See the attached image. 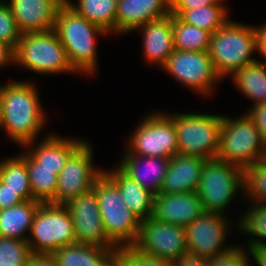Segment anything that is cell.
Masks as SVG:
<instances>
[{"label": "cell", "mask_w": 266, "mask_h": 266, "mask_svg": "<svg viewBox=\"0 0 266 266\" xmlns=\"http://www.w3.org/2000/svg\"><path fill=\"white\" fill-rule=\"evenodd\" d=\"M177 133L178 154L215 159L219 151L222 116L178 114L169 116Z\"/></svg>", "instance_id": "cell-7"}, {"label": "cell", "mask_w": 266, "mask_h": 266, "mask_svg": "<svg viewBox=\"0 0 266 266\" xmlns=\"http://www.w3.org/2000/svg\"><path fill=\"white\" fill-rule=\"evenodd\" d=\"M244 190L251 200L266 204V158L244 169Z\"/></svg>", "instance_id": "cell-32"}, {"label": "cell", "mask_w": 266, "mask_h": 266, "mask_svg": "<svg viewBox=\"0 0 266 266\" xmlns=\"http://www.w3.org/2000/svg\"><path fill=\"white\" fill-rule=\"evenodd\" d=\"M117 266H173V262L142 254L132 246L119 249Z\"/></svg>", "instance_id": "cell-35"}, {"label": "cell", "mask_w": 266, "mask_h": 266, "mask_svg": "<svg viewBox=\"0 0 266 266\" xmlns=\"http://www.w3.org/2000/svg\"><path fill=\"white\" fill-rule=\"evenodd\" d=\"M27 266H58L56 260L49 254H32Z\"/></svg>", "instance_id": "cell-43"}, {"label": "cell", "mask_w": 266, "mask_h": 266, "mask_svg": "<svg viewBox=\"0 0 266 266\" xmlns=\"http://www.w3.org/2000/svg\"><path fill=\"white\" fill-rule=\"evenodd\" d=\"M1 92H2V86H0V108H1Z\"/></svg>", "instance_id": "cell-47"}, {"label": "cell", "mask_w": 266, "mask_h": 266, "mask_svg": "<svg viewBox=\"0 0 266 266\" xmlns=\"http://www.w3.org/2000/svg\"><path fill=\"white\" fill-rule=\"evenodd\" d=\"M31 255L27 241L0 237V266H27Z\"/></svg>", "instance_id": "cell-33"}, {"label": "cell", "mask_w": 266, "mask_h": 266, "mask_svg": "<svg viewBox=\"0 0 266 266\" xmlns=\"http://www.w3.org/2000/svg\"><path fill=\"white\" fill-rule=\"evenodd\" d=\"M141 158H146L145 170H142L141 166L143 165H141V163H143V161L141 162ZM169 161L170 159L161 157H142L126 153L119 168L140 186L157 195L160 193L161 186L163 185Z\"/></svg>", "instance_id": "cell-22"}, {"label": "cell", "mask_w": 266, "mask_h": 266, "mask_svg": "<svg viewBox=\"0 0 266 266\" xmlns=\"http://www.w3.org/2000/svg\"><path fill=\"white\" fill-rule=\"evenodd\" d=\"M205 161L199 156L174 155L169 161L160 193L196 192Z\"/></svg>", "instance_id": "cell-19"}, {"label": "cell", "mask_w": 266, "mask_h": 266, "mask_svg": "<svg viewBox=\"0 0 266 266\" xmlns=\"http://www.w3.org/2000/svg\"><path fill=\"white\" fill-rule=\"evenodd\" d=\"M21 34L54 29L59 0H10L8 4Z\"/></svg>", "instance_id": "cell-17"}, {"label": "cell", "mask_w": 266, "mask_h": 266, "mask_svg": "<svg viewBox=\"0 0 266 266\" xmlns=\"http://www.w3.org/2000/svg\"><path fill=\"white\" fill-rule=\"evenodd\" d=\"M24 200L16 191L7 187V184L0 179V210L22 203Z\"/></svg>", "instance_id": "cell-39"}, {"label": "cell", "mask_w": 266, "mask_h": 266, "mask_svg": "<svg viewBox=\"0 0 266 266\" xmlns=\"http://www.w3.org/2000/svg\"><path fill=\"white\" fill-rule=\"evenodd\" d=\"M216 158L242 169L266 158V145L249 115L235 120L222 116Z\"/></svg>", "instance_id": "cell-5"}, {"label": "cell", "mask_w": 266, "mask_h": 266, "mask_svg": "<svg viewBox=\"0 0 266 266\" xmlns=\"http://www.w3.org/2000/svg\"><path fill=\"white\" fill-rule=\"evenodd\" d=\"M249 253L254 257L258 266H266V243L259 238L249 243Z\"/></svg>", "instance_id": "cell-41"}, {"label": "cell", "mask_w": 266, "mask_h": 266, "mask_svg": "<svg viewBox=\"0 0 266 266\" xmlns=\"http://www.w3.org/2000/svg\"><path fill=\"white\" fill-rule=\"evenodd\" d=\"M133 247L142 254L171 262L178 261L188 253L185 228L149 217L141 221L138 238Z\"/></svg>", "instance_id": "cell-11"}, {"label": "cell", "mask_w": 266, "mask_h": 266, "mask_svg": "<svg viewBox=\"0 0 266 266\" xmlns=\"http://www.w3.org/2000/svg\"><path fill=\"white\" fill-rule=\"evenodd\" d=\"M254 50H257L254 27L228 21L212 34L208 54L222 78L257 62L250 57Z\"/></svg>", "instance_id": "cell-4"}, {"label": "cell", "mask_w": 266, "mask_h": 266, "mask_svg": "<svg viewBox=\"0 0 266 266\" xmlns=\"http://www.w3.org/2000/svg\"><path fill=\"white\" fill-rule=\"evenodd\" d=\"M36 88L32 83L12 82L2 86L0 126L9 137L23 146H31L44 125Z\"/></svg>", "instance_id": "cell-1"}, {"label": "cell", "mask_w": 266, "mask_h": 266, "mask_svg": "<svg viewBox=\"0 0 266 266\" xmlns=\"http://www.w3.org/2000/svg\"><path fill=\"white\" fill-rule=\"evenodd\" d=\"M143 28L145 56L152 63L164 66L174 51L172 15L150 21Z\"/></svg>", "instance_id": "cell-21"}, {"label": "cell", "mask_w": 266, "mask_h": 266, "mask_svg": "<svg viewBox=\"0 0 266 266\" xmlns=\"http://www.w3.org/2000/svg\"><path fill=\"white\" fill-rule=\"evenodd\" d=\"M27 165L29 184L35 201L41 204H54V197L57 189L58 175L52 170L40 168L28 153L19 156Z\"/></svg>", "instance_id": "cell-26"}, {"label": "cell", "mask_w": 266, "mask_h": 266, "mask_svg": "<svg viewBox=\"0 0 266 266\" xmlns=\"http://www.w3.org/2000/svg\"><path fill=\"white\" fill-rule=\"evenodd\" d=\"M20 37L21 33L17 28L9 5L0 2V40L15 49Z\"/></svg>", "instance_id": "cell-36"}, {"label": "cell", "mask_w": 266, "mask_h": 266, "mask_svg": "<svg viewBox=\"0 0 266 266\" xmlns=\"http://www.w3.org/2000/svg\"><path fill=\"white\" fill-rule=\"evenodd\" d=\"M53 30L64 46L73 69L76 72H93L97 59L94 35L107 32L82 17L69 4L60 6Z\"/></svg>", "instance_id": "cell-2"}, {"label": "cell", "mask_w": 266, "mask_h": 266, "mask_svg": "<svg viewBox=\"0 0 266 266\" xmlns=\"http://www.w3.org/2000/svg\"><path fill=\"white\" fill-rule=\"evenodd\" d=\"M257 50L266 59V25L264 27L255 28Z\"/></svg>", "instance_id": "cell-45"}, {"label": "cell", "mask_w": 266, "mask_h": 266, "mask_svg": "<svg viewBox=\"0 0 266 266\" xmlns=\"http://www.w3.org/2000/svg\"><path fill=\"white\" fill-rule=\"evenodd\" d=\"M248 255L237 248H230L228 251L207 259V266H248Z\"/></svg>", "instance_id": "cell-37"}, {"label": "cell", "mask_w": 266, "mask_h": 266, "mask_svg": "<svg viewBox=\"0 0 266 266\" xmlns=\"http://www.w3.org/2000/svg\"><path fill=\"white\" fill-rule=\"evenodd\" d=\"M41 203L35 200L23 201L10 208L0 210V237L25 240L30 231L33 216Z\"/></svg>", "instance_id": "cell-25"}, {"label": "cell", "mask_w": 266, "mask_h": 266, "mask_svg": "<svg viewBox=\"0 0 266 266\" xmlns=\"http://www.w3.org/2000/svg\"><path fill=\"white\" fill-rule=\"evenodd\" d=\"M130 141L128 154L166 159L178 154L177 133L169 115L158 113L144 118Z\"/></svg>", "instance_id": "cell-10"}, {"label": "cell", "mask_w": 266, "mask_h": 266, "mask_svg": "<svg viewBox=\"0 0 266 266\" xmlns=\"http://www.w3.org/2000/svg\"><path fill=\"white\" fill-rule=\"evenodd\" d=\"M0 179L7 184V187L16 191L24 201L34 200L27 165L20 157L0 162Z\"/></svg>", "instance_id": "cell-31"}, {"label": "cell", "mask_w": 266, "mask_h": 266, "mask_svg": "<svg viewBox=\"0 0 266 266\" xmlns=\"http://www.w3.org/2000/svg\"><path fill=\"white\" fill-rule=\"evenodd\" d=\"M82 17L106 32H116L117 0H78V5L69 3Z\"/></svg>", "instance_id": "cell-28"}, {"label": "cell", "mask_w": 266, "mask_h": 266, "mask_svg": "<svg viewBox=\"0 0 266 266\" xmlns=\"http://www.w3.org/2000/svg\"><path fill=\"white\" fill-rule=\"evenodd\" d=\"M223 214L204 212L185 227L187 252L204 258H213L230 249H223L226 237V219ZM222 247V248H221Z\"/></svg>", "instance_id": "cell-15"}, {"label": "cell", "mask_w": 266, "mask_h": 266, "mask_svg": "<svg viewBox=\"0 0 266 266\" xmlns=\"http://www.w3.org/2000/svg\"><path fill=\"white\" fill-rule=\"evenodd\" d=\"M103 173L118 187L123 200L131 212L141 221L152 215L155 194L140 186L120 168Z\"/></svg>", "instance_id": "cell-23"}, {"label": "cell", "mask_w": 266, "mask_h": 266, "mask_svg": "<svg viewBox=\"0 0 266 266\" xmlns=\"http://www.w3.org/2000/svg\"><path fill=\"white\" fill-rule=\"evenodd\" d=\"M65 206L73 221L77 243L118 249L105 233L97 195L93 189L73 198Z\"/></svg>", "instance_id": "cell-14"}, {"label": "cell", "mask_w": 266, "mask_h": 266, "mask_svg": "<svg viewBox=\"0 0 266 266\" xmlns=\"http://www.w3.org/2000/svg\"><path fill=\"white\" fill-rule=\"evenodd\" d=\"M221 0L217 4L202 6L185 11H170L171 15L177 16L181 21L207 30L212 34L223 27L229 20L227 10Z\"/></svg>", "instance_id": "cell-27"}, {"label": "cell", "mask_w": 266, "mask_h": 266, "mask_svg": "<svg viewBox=\"0 0 266 266\" xmlns=\"http://www.w3.org/2000/svg\"><path fill=\"white\" fill-rule=\"evenodd\" d=\"M59 2H60L62 5H67V4L71 3V1H69V0H59Z\"/></svg>", "instance_id": "cell-46"}, {"label": "cell", "mask_w": 266, "mask_h": 266, "mask_svg": "<svg viewBox=\"0 0 266 266\" xmlns=\"http://www.w3.org/2000/svg\"><path fill=\"white\" fill-rule=\"evenodd\" d=\"M205 211L196 192L155 195L151 218L185 228Z\"/></svg>", "instance_id": "cell-16"}, {"label": "cell", "mask_w": 266, "mask_h": 266, "mask_svg": "<svg viewBox=\"0 0 266 266\" xmlns=\"http://www.w3.org/2000/svg\"><path fill=\"white\" fill-rule=\"evenodd\" d=\"M247 114L254 121L255 127L260 132L261 139L266 145V102L254 104L253 109Z\"/></svg>", "instance_id": "cell-38"}, {"label": "cell", "mask_w": 266, "mask_h": 266, "mask_svg": "<svg viewBox=\"0 0 266 266\" xmlns=\"http://www.w3.org/2000/svg\"><path fill=\"white\" fill-rule=\"evenodd\" d=\"M241 187L244 169L215 158L205 161L196 193L205 212L222 214Z\"/></svg>", "instance_id": "cell-9"}, {"label": "cell", "mask_w": 266, "mask_h": 266, "mask_svg": "<svg viewBox=\"0 0 266 266\" xmlns=\"http://www.w3.org/2000/svg\"><path fill=\"white\" fill-rule=\"evenodd\" d=\"M81 140L62 139L58 136L45 138L33 152L28 154L40 165V168L52 170L58 175L69 157L84 143Z\"/></svg>", "instance_id": "cell-24"}, {"label": "cell", "mask_w": 266, "mask_h": 266, "mask_svg": "<svg viewBox=\"0 0 266 266\" xmlns=\"http://www.w3.org/2000/svg\"><path fill=\"white\" fill-rule=\"evenodd\" d=\"M233 78L245 96L256 104L266 102V63L257 61L246 65L239 69Z\"/></svg>", "instance_id": "cell-29"}, {"label": "cell", "mask_w": 266, "mask_h": 266, "mask_svg": "<svg viewBox=\"0 0 266 266\" xmlns=\"http://www.w3.org/2000/svg\"><path fill=\"white\" fill-rule=\"evenodd\" d=\"M220 0H170V11H185L217 4Z\"/></svg>", "instance_id": "cell-40"}, {"label": "cell", "mask_w": 266, "mask_h": 266, "mask_svg": "<svg viewBox=\"0 0 266 266\" xmlns=\"http://www.w3.org/2000/svg\"><path fill=\"white\" fill-rule=\"evenodd\" d=\"M170 14V0H117L116 32H130Z\"/></svg>", "instance_id": "cell-18"}, {"label": "cell", "mask_w": 266, "mask_h": 266, "mask_svg": "<svg viewBox=\"0 0 266 266\" xmlns=\"http://www.w3.org/2000/svg\"><path fill=\"white\" fill-rule=\"evenodd\" d=\"M11 61L14 62V49L0 40V67Z\"/></svg>", "instance_id": "cell-44"}, {"label": "cell", "mask_w": 266, "mask_h": 266, "mask_svg": "<svg viewBox=\"0 0 266 266\" xmlns=\"http://www.w3.org/2000/svg\"><path fill=\"white\" fill-rule=\"evenodd\" d=\"M176 80L206 94L211 91L218 75L208 51H179L174 49L163 66Z\"/></svg>", "instance_id": "cell-13"}, {"label": "cell", "mask_w": 266, "mask_h": 266, "mask_svg": "<svg viewBox=\"0 0 266 266\" xmlns=\"http://www.w3.org/2000/svg\"><path fill=\"white\" fill-rule=\"evenodd\" d=\"M27 239L32 254L51 255L60 247L76 244L71 215L65 205L40 204Z\"/></svg>", "instance_id": "cell-8"}, {"label": "cell", "mask_w": 266, "mask_h": 266, "mask_svg": "<svg viewBox=\"0 0 266 266\" xmlns=\"http://www.w3.org/2000/svg\"><path fill=\"white\" fill-rule=\"evenodd\" d=\"M249 210L241 219L239 228L244 233L266 239V204L256 202Z\"/></svg>", "instance_id": "cell-34"}, {"label": "cell", "mask_w": 266, "mask_h": 266, "mask_svg": "<svg viewBox=\"0 0 266 266\" xmlns=\"http://www.w3.org/2000/svg\"><path fill=\"white\" fill-rule=\"evenodd\" d=\"M92 148L84 142L67 160L58 174L55 205H65L73 198L91 190L103 170L92 163Z\"/></svg>", "instance_id": "cell-12"}, {"label": "cell", "mask_w": 266, "mask_h": 266, "mask_svg": "<svg viewBox=\"0 0 266 266\" xmlns=\"http://www.w3.org/2000/svg\"><path fill=\"white\" fill-rule=\"evenodd\" d=\"M14 62L38 73L75 71L54 30L21 34L14 49Z\"/></svg>", "instance_id": "cell-6"}, {"label": "cell", "mask_w": 266, "mask_h": 266, "mask_svg": "<svg viewBox=\"0 0 266 266\" xmlns=\"http://www.w3.org/2000/svg\"><path fill=\"white\" fill-rule=\"evenodd\" d=\"M174 49L179 51H208L212 33L189 25L172 15Z\"/></svg>", "instance_id": "cell-30"}, {"label": "cell", "mask_w": 266, "mask_h": 266, "mask_svg": "<svg viewBox=\"0 0 266 266\" xmlns=\"http://www.w3.org/2000/svg\"><path fill=\"white\" fill-rule=\"evenodd\" d=\"M92 189L97 195L103 227L109 240L118 249L132 247L138 238L141 220L131 212L118 187L104 173L95 180Z\"/></svg>", "instance_id": "cell-3"}, {"label": "cell", "mask_w": 266, "mask_h": 266, "mask_svg": "<svg viewBox=\"0 0 266 266\" xmlns=\"http://www.w3.org/2000/svg\"><path fill=\"white\" fill-rule=\"evenodd\" d=\"M173 266H207V258L187 253L173 262Z\"/></svg>", "instance_id": "cell-42"}, {"label": "cell", "mask_w": 266, "mask_h": 266, "mask_svg": "<svg viewBox=\"0 0 266 266\" xmlns=\"http://www.w3.org/2000/svg\"><path fill=\"white\" fill-rule=\"evenodd\" d=\"M119 249L76 243L60 247L51 255L58 266H117Z\"/></svg>", "instance_id": "cell-20"}]
</instances>
